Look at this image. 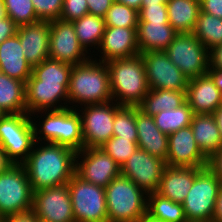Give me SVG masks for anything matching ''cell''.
<instances>
[{"instance_id": "cell-1", "label": "cell", "mask_w": 222, "mask_h": 222, "mask_svg": "<svg viewBox=\"0 0 222 222\" xmlns=\"http://www.w3.org/2000/svg\"><path fill=\"white\" fill-rule=\"evenodd\" d=\"M33 146L22 163L33 191L67 184L76 170V151L53 143ZM36 148V149H34Z\"/></svg>"}, {"instance_id": "cell-2", "label": "cell", "mask_w": 222, "mask_h": 222, "mask_svg": "<svg viewBox=\"0 0 222 222\" xmlns=\"http://www.w3.org/2000/svg\"><path fill=\"white\" fill-rule=\"evenodd\" d=\"M70 101L80 106L112 102L110 73L105 62L90 58L73 66L68 87Z\"/></svg>"}, {"instance_id": "cell-3", "label": "cell", "mask_w": 222, "mask_h": 222, "mask_svg": "<svg viewBox=\"0 0 222 222\" xmlns=\"http://www.w3.org/2000/svg\"><path fill=\"white\" fill-rule=\"evenodd\" d=\"M106 65L112 100L121 106H138L149 91L142 55L113 59Z\"/></svg>"}, {"instance_id": "cell-4", "label": "cell", "mask_w": 222, "mask_h": 222, "mask_svg": "<svg viewBox=\"0 0 222 222\" xmlns=\"http://www.w3.org/2000/svg\"><path fill=\"white\" fill-rule=\"evenodd\" d=\"M77 111L78 109L73 106L62 110L38 111L45 112L46 116L39 124L34 122L36 120H32L35 141L40 143L43 139L47 143L66 146L76 152L83 149L81 117Z\"/></svg>"}, {"instance_id": "cell-5", "label": "cell", "mask_w": 222, "mask_h": 222, "mask_svg": "<svg viewBox=\"0 0 222 222\" xmlns=\"http://www.w3.org/2000/svg\"><path fill=\"white\" fill-rule=\"evenodd\" d=\"M105 193L108 222H137L147 211V194L127 177L114 178Z\"/></svg>"}, {"instance_id": "cell-6", "label": "cell", "mask_w": 222, "mask_h": 222, "mask_svg": "<svg viewBox=\"0 0 222 222\" xmlns=\"http://www.w3.org/2000/svg\"><path fill=\"white\" fill-rule=\"evenodd\" d=\"M67 186L75 222H108L105 188L83 180L76 173Z\"/></svg>"}, {"instance_id": "cell-7", "label": "cell", "mask_w": 222, "mask_h": 222, "mask_svg": "<svg viewBox=\"0 0 222 222\" xmlns=\"http://www.w3.org/2000/svg\"><path fill=\"white\" fill-rule=\"evenodd\" d=\"M165 52L189 79L209 71V50L193 33H177Z\"/></svg>"}, {"instance_id": "cell-8", "label": "cell", "mask_w": 222, "mask_h": 222, "mask_svg": "<svg viewBox=\"0 0 222 222\" xmlns=\"http://www.w3.org/2000/svg\"><path fill=\"white\" fill-rule=\"evenodd\" d=\"M221 186L222 183L206 167L196 175L182 203L187 222H211Z\"/></svg>"}, {"instance_id": "cell-9", "label": "cell", "mask_w": 222, "mask_h": 222, "mask_svg": "<svg viewBox=\"0 0 222 222\" xmlns=\"http://www.w3.org/2000/svg\"><path fill=\"white\" fill-rule=\"evenodd\" d=\"M31 116L27 113L6 114L0 120V143L17 164H22L33 146L38 145Z\"/></svg>"}, {"instance_id": "cell-10", "label": "cell", "mask_w": 222, "mask_h": 222, "mask_svg": "<svg viewBox=\"0 0 222 222\" xmlns=\"http://www.w3.org/2000/svg\"><path fill=\"white\" fill-rule=\"evenodd\" d=\"M33 193L22 164L0 174V218L32 209Z\"/></svg>"}, {"instance_id": "cell-11", "label": "cell", "mask_w": 222, "mask_h": 222, "mask_svg": "<svg viewBox=\"0 0 222 222\" xmlns=\"http://www.w3.org/2000/svg\"><path fill=\"white\" fill-rule=\"evenodd\" d=\"M110 103L88 104L80 110L84 148H100L113 137L114 116L122 106Z\"/></svg>"}, {"instance_id": "cell-12", "label": "cell", "mask_w": 222, "mask_h": 222, "mask_svg": "<svg viewBox=\"0 0 222 222\" xmlns=\"http://www.w3.org/2000/svg\"><path fill=\"white\" fill-rule=\"evenodd\" d=\"M149 89L187 90L189 78L174 65L165 51L142 53Z\"/></svg>"}, {"instance_id": "cell-13", "label": "cell", "mask_w": 222, "mask_h": 222, "mask_svg": "<svg viewBox=\"0 0 222 222\" xmlns=\"http://www.w3.org/2000/svg\"><path fill=\"white\" fill-rule=\"evenodd\" d=\"M81 157L82 161L79 160ZM76 159L75 173L96 186L105 188L114 178L121 175V166L102 148H83L77 151Z\"/></svg>"}, {"instance_id": "cell-14", "label": "cell", "mask_w": 222, "mask_h": 222, "mask_svg": "<svg viewBox=\"0 0 222 222\" xmlns=\"http://www.w3.org/2000/svg\"><path fill=\"white\" fill-rule=\"evenodd\" d=\"M32 210L40 222H75L67 184L34 191Z\"/></svg>"}, {"instance_id": "cell-15", "label": "cell", "mask_w": 222, "mask_h": 222, "mask_svg": "<svg viewBox=\"0 0 222 222\" xmlns=\"http://www.w3.org/2000/svg\"><path fill=\"white\" fill-rule=\"evenodd\" d=\"M166 162L141 148L121 166V175L129 178L146 194L157 192Z\"/></svg>"}, {"instance_id": "cell-16", "label": "cell", "mask_w": 222, "mask_h": 222, "mask_svg": "<svg viewBox=\"0 0 222 222\" xmlns=\"http://www.w3.org/2000/svg\"><path fill=\"white\" fill-rule=\"evenodd\" d=\"M81 46L72 22L50 21L49 58L72 66L88 61L90 56Z\"/></svg>"}, {"instance_id": "cell-17", "label": "cell", "mask_w": 222, "mask_h": 222, "mask_svg": "<svg viewBox=\"0 0 222 222\" xmlns=\"http://www.w3.org/2000/svg\"><path fill=\"white\" fill-rule=\"evenodd\" d=\"M166 166L205 168L207 158L198 148L192 128L184 127L168 135Z\"/></svg>"}, {"instance_id": "cell-18", "label": "cell", "mask_w": 222, "mask_h": 222, "mask_svg": "<svg viewBox=\"0 0 222 222\" xmlns=\"http://www.w3.org/2000/svg\"><path fill=\"white\" fill-rule=\"evenodd\" d=\"M69 84L43 83L33 75L26 82V109L27 114L32 115L38 111L62 110L68 105H58L59 101L68 102ZM64 99V100H63ZM56 105V106H55Z\"/></svg>"}, {"instance_id": "cell-19", "label": "cell", "mask_w": 222, "mask_h": 222, "mask_svg": "<svg viewBox=\"0 0 222 222\" xmlns=\"http://www.w3.org/2000/svg\"><path fill=\"white\" fill-rule=\"evenodd\" d=\"M98 51L102 52L99 61L131 58L140 54L137 44V28L105 27Z\"/></svg>"}, {"instance_id": "cell-20", "label": "cell", "mask_w": 222, "mask_h": 222, "mask_svg": "<svg viewBox=\"0 0 222 222\" xmlns=\"http://www.w3.org/2000/svg\"><path fill=\"white\" fill-rule=\"evenodd\" d=\"M17 35L23 49L22 52L32 67L49 59L50 21L40 20L18 26Z\"/></svg>"}, {"instance_id": "cell-21", "label": "cell", "mask_w": 222, "mask_h": 222, "mask_svg": "<svg viewBox=\"0 0 222 222\" xmlns=\"http://www.w3.org/2000/svg\"><path fill=\"white\" fill-rule=\"evenodd\" d=\"M186 100L194 114H213L222 105V93L206 74L189 79Z\"/></svg>"}, {"instance_id": "cell-22", "label": "cell", "mask_w": 222, "mask_h": 222, "mask_svg": "<svg viewBox=\"0 0 222 222\" xmlns=\"http://www.w3.org/2000/svg\"><path fill=\"white\" fill-rule=\"evenodd\" d=\"M203 168L166 166L160 179L157 194L182 204L192 187L196 175Z\"/></svg>"}, {"instance_id": "cell-23", "label": "cell", "mask_w": 222, "mask_h": 222, "mask_svg": "<svg viewBox=\"0 0 222 222\" xmlns=\"http://www.w3.org/2000/svg\"><path fill=\"white\" fill-rule=\"evenodd\" d=\"M136 125L138 148L166 161L168 154V135L158 129L153 116L144 114L139 110L138 106H136Z\"/></svg>"}, {"instance_id": "cell-24", "label": "cell", "mask_w": 222, "mask_h": 222, "mask_svg": "<svg viewBox=\"0 0 222 222\" xmlns=\"http://www.w3.org/2000/svg\"><path fill=\"white\" fill-rule=\"evenodd\" d=\"M17 34L0 44V72L24 83L32 75V66L27 62Z\"/></svg>"}, {"instance_id": "cell-25", "label": "cell", "mask_w": 222, "mask_h": 222, "mask_svg": "<svg viewBox=\"0 0 222 222\" xmlns=\"http://www.w3.org/2000/svg\"><path fill=\"white\" fill-rule=\"evenodd\" d=\"M176 34L169 22H139L137 44L140 54L148 51H165Z\"/></svg>"}, {"instance_id": "cell-26", "label": "cell", "mask_w": 222, "mask_h": 222, "mask_svg": "<svg viewBox=\"0 0 222 222\" xmlns=\"http://www.w3.org/2000/svg\"><path fill=\"white\" fill-rule=\"evenodd\" d=\"M190 127L195 142L208 159L222 145V136L213 114H194Z\"/></svg>"}, {"instance_id": "cell-27", "label": "cell", "mask_w": 222, "mask_h": 222, "mask_svg": "<svg viewBox=\"0 0 222 222\" xmlns=\"http://www.w3.org/2000/svg\"><path fill=\"white\" fill-rule=\"evenodd\" d=\"M168 22L177 33H193L198 14L200 0H168Z\"/></svg>"}, {"instance_id": "cell-28", "label": "cell", "mask_w": 222, "mask_h": 222, "mask_svg": "<svg viewBox=\"0 0 222 222\" xmlns=\"http://www.w3.org/2000/svg\"><path fill=\"white\" fill-rule=\"evenodd\" d=\"M186 101V90L149 89L138 108L144 114L154 116L178 108Z\"/></svg>"}, {"instance_id": "cell-29", "label": "cell", "mask_w": 222, "mask_h": 222, "mask_svg": "<svg viewBox=\"0 0 222 222\" xmlns=\"http://www.w3.org/2000/svg\"><path fill=\"white\" fill-rule=\"evenodd\" d=\"M0 108L7 114L27 113L26 83L0 72Z\"/></svg>"}, {"instance_id": "cell-30", "label": "cell", "mask_w": 222, "mask_h": 222, "mask_svg": "<svg viewBox=\"0 0 222 222\" xmlns=\"http://www.w3.org/2000/svg\"><path fill=\"white\" fill-rule=\"evenodd\" d=\"M72 23L78 41L86 52L88 46L99 48L106 27L104 18L86 14Z\"/></svg>"}, {"instance_id": "cell-31", "label": "cell", "mask_w": 222, "mask_h": 222, "mask_svg": "<svg viewBox=\"0 0 222 222\" xmlns=\"http://www.w3.org/2000/svg\"><path fill=\"white\" fill-rule=\"evenodd\" d=\"M194 112L186 101L178 108L162 111L153 116L158 129L167 135L190 126Z\"/></svg>"}, {"instance_id": "cell-32", "label": "cell", "mask_w": 222, "mask_h": 222, "mask_svg": "<svg viewBox=\"0 0 222 222\" xmlns=\"http://www.w3.org/2000/svg\"><path fill=\"white\" fill-rule=\"evenodd\" d=\"M193 34L208 50H211L222 44V19L199 11Z\"/></svg>"}, {"instance_id": "cell-33", "label": "cell", "mask_w": 222, "mask_h": 222, "mask_svg": "<svg viewBox=\"0 0 222 222\" xmlns=\"http://www.w3.org/2000/svg\"><path fill=\"white\" fill-rule=\"evenodd\" d=\"M147 212L165 222H187L182 204L159 194H147Z\"/></svg>"}, {"instance_id": "cell-34", "label": "cell", "mask_w": 222, "mask_h": 222, "mask_svg": "<svg viewBox=\"0 0 222 222\" xmlns=\"http://www.w3.org/2000/svg\"><path fill=\"white\" fill-rule=\"evenodd\" d=\"M72 68L70 64L49 58L32 67V75L43 83L69 84Z\"/></svg>"}, {"instance_id": "cell-35", "label": "cell", "mask_w": 222, "mask_h": 222, "mask_svg": "<svg viewBox=\"0 0 222 222\" xmlns=\"http://www.w3.org/2000/svg\"><path fill=\"white\" fill-rule=\"evenodd\" d=\"M113 136L137 143L136 106H122L115 113Z\"/></svg>"}, {"instance_id": "cell-36", "label": "cell", "mask_w": 222, "mask_h": 222, "mask_svg": "<svg viewBox=\"0 0 222 222\" xmlns=\"http://www.w3.org/2000/svg\"><path fill=\"white\" fill-rule=\"evenodd\" d=\"M104 22L106 27L137 28L139 11L114 1L104 16Z\"/></svg>"}, {"instance_id": "cell-37", "label": "cell", "mask_w": 222, "mask_h": 222, "mask_svg": "<svg viewBox=\"0 0 222 222\" xmlns=\"http://www.w3.org/2000/svg\"><path fill=\"white\" fill-rule=\"evenodd\" d=\"M6 16L17 26L40 21L31 0H3Z\"/></svg>"}, {"instance_id": "cell-38", "label": "cell", "mask_w": 222, "mask_h": 222, "mask_svg": "<svg viewBox=\"0 0 222 222\" xmlns=\"http://www.w3.org/2000/svg\"><path fill=\"white\" fill-rule=\"evenodd\" d=\"M100 148H102L119 166H122L128 158L138 149V144L131 139L111 137Z\"/></svg>"}, {"instance_id": "cell-39", "label": "cell", "mask_w": 222, "mask_h": 222, "mask_svg": "<svg viewBox=\"0 0 222 222\" xmlns=\"http://www.w3.org/2000/svg\"><path fill=\"white\" fill-rule=\"evenodd\" d=\"M36 15L41 21H53L60 17L63 0H31Z\"/></svg>"}, {"instance_id": "cell-40", "label": "cell", "mask_w": 222, "mask_h": 222, "mask_svg": "<svg viewBox=\"0 0 222 222\" xmlns=\"http://www.w3.org/2000/svg\"><path fill=\"white\" fill-rule=\"evenodd\" d=\"M86 14H89L87 0H63L59 19L73 22Z\"/></svg>"}, {"instance_id": "cell-41", "label": "cell", "mask_w": 222, "mask_h": 222, "mask_svg": "<svg viewBox=\"0 0 222 222\" xmlns=\"http://www.w3.org/2000/svg\"><path fill=\"white\" fill-rule=\"evenodd\" d=\"M139 22H168L167 5H144L139 10Z\"/></svg>"}, {"instance_id": "cell-42", "label": "cell", "mask_w": 222, "mask_h": 222, "mask_svg": "<svg viewBox=\"0 0 222 222\" xmlns=\"http://www.w3.org/2000/svg\"><path fill=\"white\" fill-rule=\"evenodd\" d=\"M206 168L222 183V145L207 159Z\"/></svg>"}, {"instance_id": "cell-43", "label": "cell", "mask_w": 222, "mask_h": 222, "mask_svg": "<svg viewBox=\"0 0 222 222\" xmlns=\"http://www.w3.org/2000/svg\"><path fill=\"white\" fill-rule=\"evenodd\" d=\"M114 1L115 0H87L88 12L91 15L104 18Z\"/></svg>"}, {"instance_id": "cell-44", "label": "cell", "mask_w": 222, "mask_h": 222, "mask_svg": "<svg viewBox=\"0 0 222 222\" xmlns=\"http://www.w3.org/2000/svg\"><path fill=\"white\" fill-rule=\"evenodd\" d=\"M17 29L18 26L9 17L0 19V44L17 34Z\"/></svg>"}, {"instance_id": "cell-45", "label": "cell", "mask_w": 222, "mask_h": 222, "mask_svg": "<svg viewBox=\"0 0 222 222\" xmlns=\"http://www.w3.org/2000/svg\"><path fill=\"white\" fill-rule=\"evenodd\" d=\"M200 11L222 19V0H200Z\"/></svg>"}, {"instance_id": "cell-46", "label": "cell", "mask_w": 222, "mask_h": 222, "mask_svg": "<svg viewBox=\"0 0 222 222\" xmlns=\"http://www.w3.org/2000/svg\"><path fill=\"white\" fill-rule=\"evenodd\" d=\"M3 222H39L32 209L2 218Z\"/></svg>"}, {"instance_id": "cell-47", "label": "cell", "mask_w": 222, "mask_h": 222, "mask_svg": "<svg viewBox=\"0 0 222 222\" xmlns=\"http://www.w3.org/2000/svg\"><path fill=\"white\" fill-rule=\"evenodd\" d=\"M209 70H222V44L209 51Z\"/></svg>"}, {"instance_id": "cell-48", "label": "cell", "mask_w": 222, "mask_h": 222, "mask_svg": "<svg viewBox=\"0 0 222 222\" xmlns=\"http://www.w3.org/2000/svg\"><path fill=\"white\" fill-rule=\"evenodd\" d=\"M17 163L9 156L6 149L0 143V174L9 172Z\"/></svg>"}, {"instance_id": "cell-49", "label": "cell", "mask_w": 222, "mask_h": 222, "mask_svg": "<svg viewBox=\"0 0 222 222\" xmlns=\"http://www.w3.org/2000/svg\"><path fill=\"white\" fill-rule=\"evenodd\" d=\"M211 222H222V186L220 187L215 200Z\"/></svg>"}, {"instance_id": "cell-50", "label": "cell", "mask_w": 222, "mask_h": 222, "mask_svg": "<svg viewBox=\"0 0 222 222\" xmlns=\"http://www.w3.org/2000/svg\"><path fill=\"white\" fill-rule=\"evenodd\" d=\"M207 74L212 78L215 85L222 93V70H209Z\"/></svg>"}, {"instance_id": "cell-51", "label": "cell", "mask_w": 222, "mask_h": 222, "mask_svg": "<svg viewBox=\"0 0 222 222\" xmlns=\"http://www.w3.org/2000/svg\"><path fill=\"white\" fill-rule=\"evenodd\" d=\"M115 1L127 5L129 7L135 8L138 11L141 9L142 0H115Z\"/></svg>"}, {"instance_id": "cell-52", "label": "cell", "mask_w": 222, "mask_h": 222, "mask_svg": "<svg viewBox=\"0 0 222 222\" xmlns=\"http://www.w3.org/2000/svg\"><path fill=\"white\" fill-rule=\"evenodd\" d=\"M137 222H165L162 221L156 217H153L150 213L147 211L139 218Z\"/></svg>"}, {"instance_id": "cell-53", "label": "cell", "mask_w": 222, "mask_h": 222, "mask_svg": "<svg viewBox=\"0 0 222 222\" xmlns=\"http://www.w3.org/2000/svg\"><path fill=\"white\" fill-rule=\"evenodd\" d=\"M222 136V105L213 113Z\"/></svg>"}, {"instance_id": "cell-54", "label": "cell", "mask_w": 222, "mask_h": 222, "mask_svg": "<svg viewBox=\"0 0 222 222\" xmlns=\"http://www.w3.org/2000/svg\"><path fill=\"white\" fill-rule=\"evenodd\" d=\"M168 0H142L141 8L144 5L166 4Z\"/></svg>"}, {"instance_id": "cell-55", "label": "cell", "mask_w": 222, "mask_h": 222, "mask_svg": "<svg viewBox=\"0 0 222 222\" xmlns=\"http://www.w3.org/2000/svg\"><path fill=\"white\" fill-rule=\"evenodd\" d=\"M6 13H5V6L3 0H0V19L5 18Z\"/></svg>"}, {"instance_id": "cell-56", "label": "cell", "mask_w": 222, "mask_h": 222, "mask_svg": "<svg viewBox=\"0 0 222 222\" xmlns=\"http://www.w3.org/2000/svg\"><path fill=\"white\" fill-rule=\"evenodd\" d=\"M7 113L0 108V120L6 115Z\"/></svg>"}]
</instances>
